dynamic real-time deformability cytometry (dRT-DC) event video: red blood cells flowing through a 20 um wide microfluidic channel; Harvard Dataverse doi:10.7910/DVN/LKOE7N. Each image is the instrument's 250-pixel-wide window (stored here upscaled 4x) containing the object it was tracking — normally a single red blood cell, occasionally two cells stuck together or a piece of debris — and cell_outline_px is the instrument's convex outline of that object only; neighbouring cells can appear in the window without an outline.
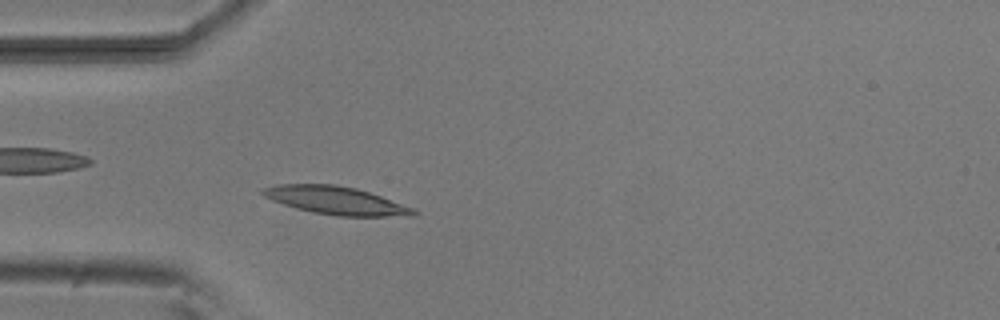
{"species": "common noctule bat (a hibernating species)", "species_latin": "Nyctalus noctula", "temperature_condition": "room temperature", "stored_images_in_passage": 48, "camera_frame_rate_fps": 3000, "um_per_image_px": 0.085, "animal": {"sex": "male", "body_mass_g": 20.5, "forearm_length_mm": 52.5}, "frame": {"image": 1, "passage_image": 11, "time_ms": 3.333, "image_size_px": [1000, 320], "cell_outline_px": [[420, 212], [416, 216], [336, 216], [312, 212], [296, 208], [272, 200], [264, 196], [260, 192], [260, 188], [276, 184], [336, 184], [356, 188], [416, 208]], "centroid_in_image_um": [28.58, 17.04], "position_along_channel_um": 56.4, "area_um2": 24.8}}
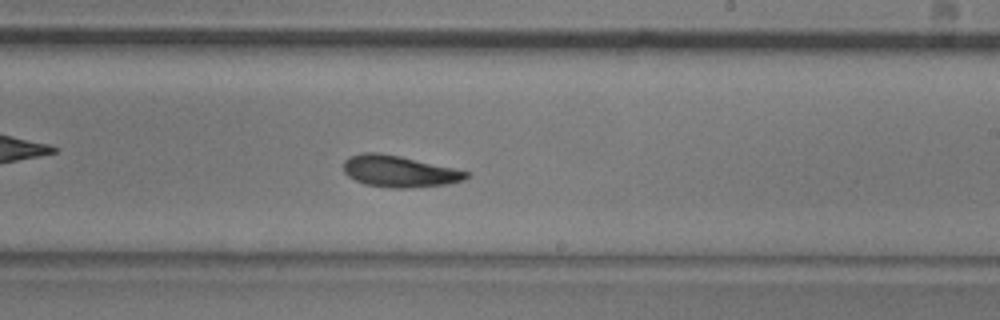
{"frame": {"image": 2, "passage_image": 27, "time_ms": 8.667, "image_size_px": [1000, 320], "cell_outline_px": [[468, 176], [464, 180], [448, 184], [408, 188], [392, 188], [364, 184], [348, 176], [344, 172], [344, 160], [348, 156], [364, 152], [380, 152], [400, 156], [452, 168], [468, 172]], "centroid_in_image_um": [33.88, 14.56], "position_along_channel_um": 255.1, "area_um2": 22.43}}
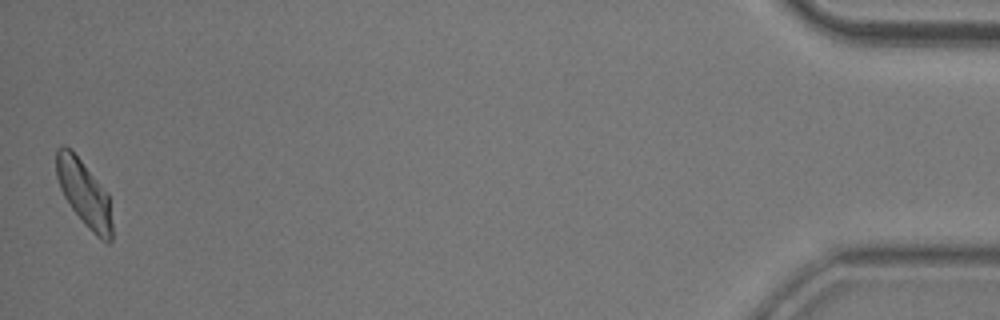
{"frame": {"image": 3, "passage_image": 48, "time_ms": 15.667, "image_size_px": [1000, 320], "cell_outline_px": [[112, 240], [108, 244], [100, 240], [84, 224], [72, 208], [64, 196], [60, 188], [56, 176], [56, 148], [60, 144], [64, 144], [80, 160], [108, 192], [112, 224]], "centroid_in_image_um": [7.16, 16.46], "position_along_channel_um": 428.0, "area_um2": 21.44}, "authors_computed_cell_mechanics": {"area_um2": 22.2819, "velocity_mm_per_s": 3.8036, "shape_relaxation_time_tau1_ms": 4.261, "shape_relaxation_time_tau2_ms": 4.0646, "deformation_change_tau1": 0.1498, "deformation_change_tau2": 0.1045}}